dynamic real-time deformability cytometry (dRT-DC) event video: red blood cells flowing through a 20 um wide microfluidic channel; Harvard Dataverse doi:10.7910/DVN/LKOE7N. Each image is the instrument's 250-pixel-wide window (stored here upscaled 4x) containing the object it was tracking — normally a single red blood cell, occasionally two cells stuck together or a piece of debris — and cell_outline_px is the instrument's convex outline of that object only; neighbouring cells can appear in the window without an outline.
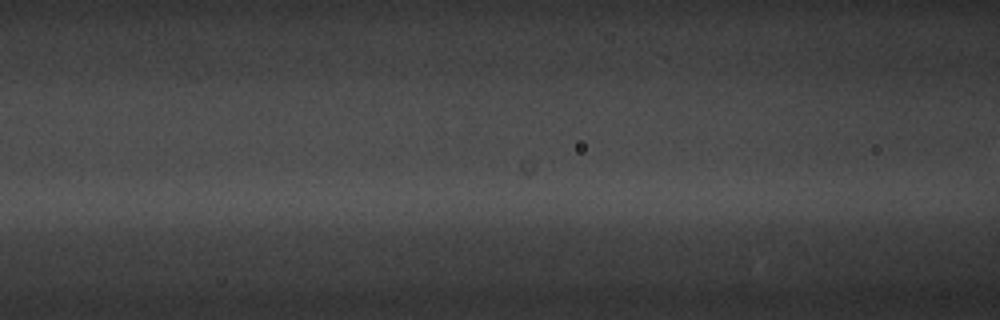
{"species": "common noctule bat (a hibernating species)", "species_latin": "Nyctalus noctula", "temperature_condition": "warm", "stored_images_in_passage": 3, "camera_frame_rate_fps": 3000, "um_per_image_px": 0.085, "animal": {"sex": "male", "body_mass_g": 20.1, "forearm_length_mm": 53.5}, "frame": {"image": 1, "passage_image": 3, "time_ms": 0.667, "image_size_px": [1000, 320], "cell_outline_px": [[832, 240], [824, 248], [816, 252], [748, 256], [744, 256], [728, 244], [724, 240], [756, 236], [764, 236]], "centroid_in_image_um": [65.95, 20.86], "position_along_channel_um": 100.7, "area_um2": 11.04}}